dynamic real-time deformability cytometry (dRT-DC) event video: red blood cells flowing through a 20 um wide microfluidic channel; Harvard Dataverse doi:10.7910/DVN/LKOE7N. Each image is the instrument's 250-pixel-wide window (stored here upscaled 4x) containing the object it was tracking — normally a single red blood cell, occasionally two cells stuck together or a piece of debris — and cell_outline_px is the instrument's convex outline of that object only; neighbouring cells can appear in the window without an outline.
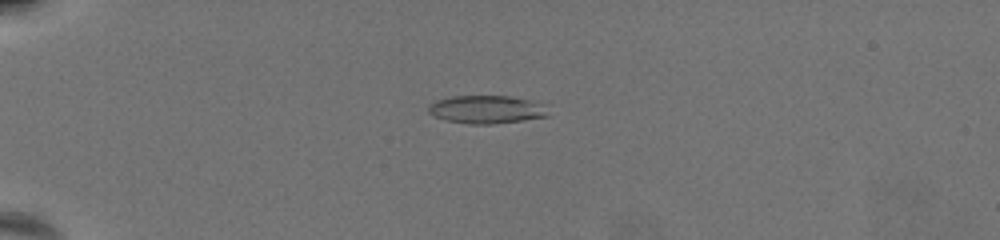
{"species": "common noctule bat (a hibernating species)", "species_latin": "Nyctalus noctula", "temperature_condition": "warm", "stored_images_in_passage": 59, "camera_frame_rate_fps": 3000, "um_per_image_px": 0.085, "animal": {"sex": "female", "body_mass_g": 19.5, "forearm_length_mm": 54.1}, "frame": {"image": 1, "passage_image": 17, "time_ms": 5.333, "image_size_px": [1000, 240], "cell_outline_px": [[548, 116], [492, 124], [468, 124], [444, 120], [432, 116], [428, 112], [428, 104], [436, 100], [452, 96], [508, 96], [528, 100], [536, 104]], "centroid_in_image_um": [41.16, 9.31], "position_along_channel_um": 43.8, "area_um2": 19.07}}
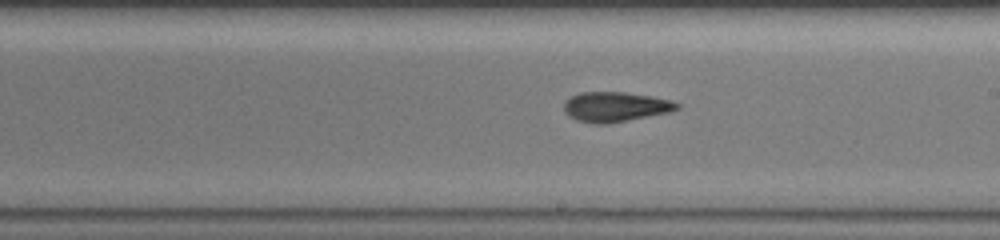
{"frame": {"image": 2, "passage_image": 37, "time_ms": 12.0, "image_size_px": [1000, 240], "cell_outline_px": [[680, 108], [668, 112], [608, 124], [596, 124], [576, 120], [568, 116], [564, 112], [564, 100], [580, 92], [624, 92], [652, 96], [672, 100], [680, 104]], "centroid_in_image_um": [52.28, 9.08], "position_along_channel_um": 236.7, "area_um2": 19.77}}
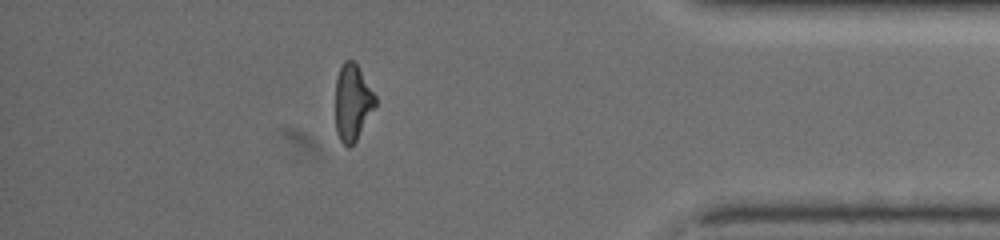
{"frame": {"image": 3, "passage_image": 53, "time_ms": 17.333, "image_size_px": [1000, 240], "cell_outline_px": [[376, 104], [356, 140], [348, 148], [340, 140], [336, 132], [336, 76], [344, 60], [352, 60], [356, 64], [376, 96]], "centroid_in_image_um": [29.94, 8.7], "position_along_channel_um": 405.3, "area_um2": 17.46}, "authors_computed_cell_mechanics": {"area_um2": 19.7098, "velocity_mm_per_s": 3.6755, "shape_relaxation_time_tau1_ms": 4.2991, "shape_relaxation_time_tau2_ms": 3.9108, "deformation_change_tau1": 0.1753, "deformation_change_tau2": 0.0948}}